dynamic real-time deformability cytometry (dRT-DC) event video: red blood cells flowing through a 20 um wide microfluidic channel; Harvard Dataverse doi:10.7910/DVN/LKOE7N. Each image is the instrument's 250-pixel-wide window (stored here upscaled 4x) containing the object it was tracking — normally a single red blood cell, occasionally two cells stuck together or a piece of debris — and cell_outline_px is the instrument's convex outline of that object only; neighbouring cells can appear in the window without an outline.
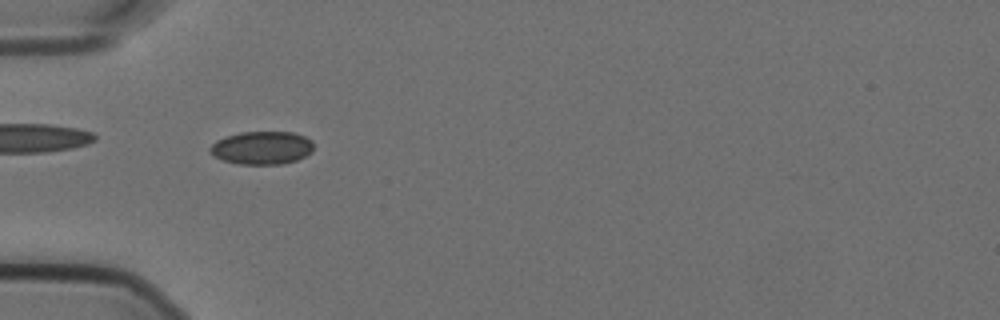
{"species": "Egyptian fruit bat (a non-hibernating species)", "species_latin": "Rousettus aegyptiacus", "temperature_condition": "cold", "stored_images_in_passage": 57, "camera_frame_rate_fps": 3000, "um_per_image_px": 0.085, "animal": {"sex": "female"}, "frame": {"image": 1, "passage_image": 18, "time_ms": 5.667, "image_size_px": [1000, 320], "cell_outline_px": [[312, 152], [296, 160], [280, 164], [236, 164], [212, 156], [208, 148], [216, 140], [240, 132], [292, 132], [304, 136], [312, 140]], "centroid_in_image_um": [22.23, 12.56], "position_along_channel_um": 62.8, "area_um2": 19.94}}
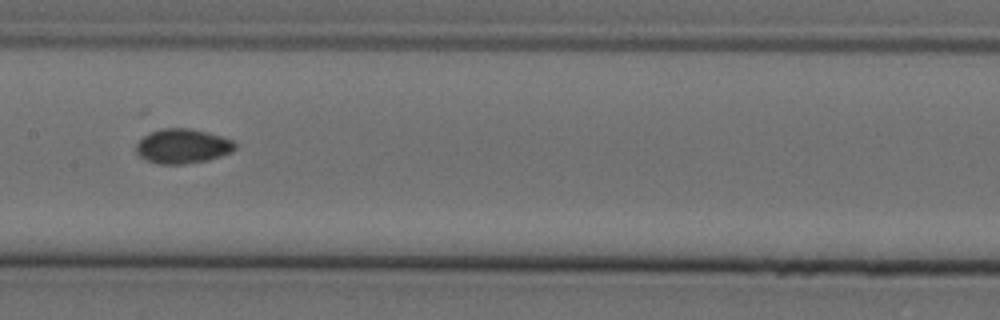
{"frame": {"image": 2, "passage_image": 29, "time_ms": 9.333, "image_size_px": [1000, 320], "cell_outline_px": [[236, 148], [232, 152], [208, 160], [184, 164], [156, 164], [140, 156], [136, 152], [136, 144], [148, 132], [160, 128], [188, 128], [220, 136], [232, 140], [236, 144]], "centroid_in_image_um": [15.5, 12.42], "position_along_channel_um": 191.9, "area_um2": 19.88}}
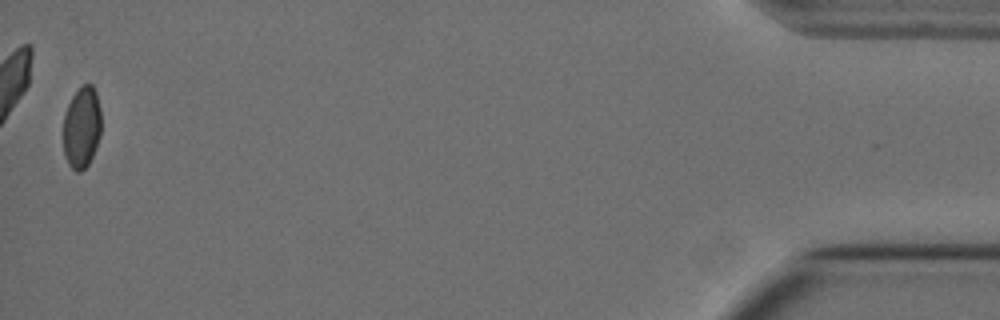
{"frame": {"image": 3, "passage_image": 56, "time_ms": 18.333, "image_size_px": [1000, 320], "cell_outline_px": [[100, 136], [96, 148], [88, 164], [80, 172], [76, 172], [68, 164], [64, 156], [64, 116], [68, 104], [72, 96], [84, 84], [92, 84], [96, 92], [100, 108]], "centroid_in_image_um": [6.95, 10.84], "position_along_channel_um": 428.3, "area_um2": 17.98}, "authors_computed_cell_mechanics": {"area_um2": 19.4208, "velocity_mm_per_s": 3.5812, "shape_relaxation_time_tau1_ms": null, "shape_relaxation_time_tau2_ms": 4.8558, "deformation_change_tau1": null, "deformation_change_tau2": 0.0417}}